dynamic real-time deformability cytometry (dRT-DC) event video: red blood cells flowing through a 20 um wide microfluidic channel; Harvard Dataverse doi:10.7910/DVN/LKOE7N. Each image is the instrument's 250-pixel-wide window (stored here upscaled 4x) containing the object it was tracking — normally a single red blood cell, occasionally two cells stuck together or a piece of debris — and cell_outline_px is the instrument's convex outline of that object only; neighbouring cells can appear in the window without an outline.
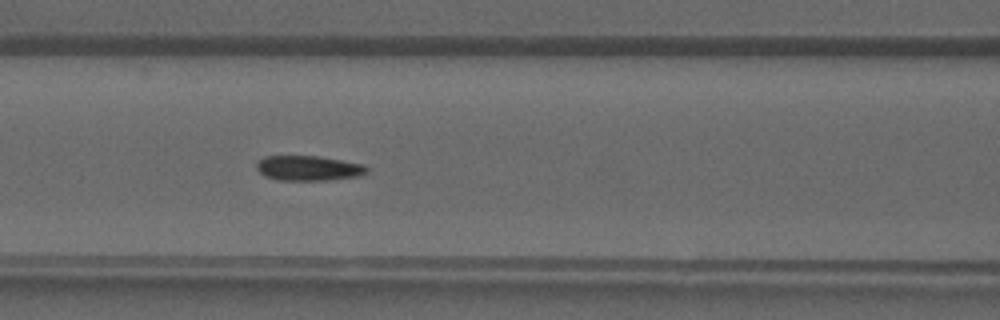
{"species": "common noctule bat (a hibernating species)", "species_latin": "Nyctalus noctula", "temperature_condition": "warm", "stored_images_in_passage": 25, "camera_frame_rate_fps": 3000, "um_per_image_px": 0.085, "animal": {"sex": "male", "forearm_length_mm": 52.5}, "frame": {"image": 1, "passage_image": 8, "time_ms": 2.333, "image_size_px": [1000, 320], "cell_outline_px": [[368, 172], [356, 176], [328, 180], [280, 180], [264, 176], [256, 168], [256, 164], [264, 156], [320, 156], [364, 164], [368, 168]], "centroid_in_image_um": [26.22, 14.29], "position_along_channel_um": 140.4, "area_um2": 16.01}}
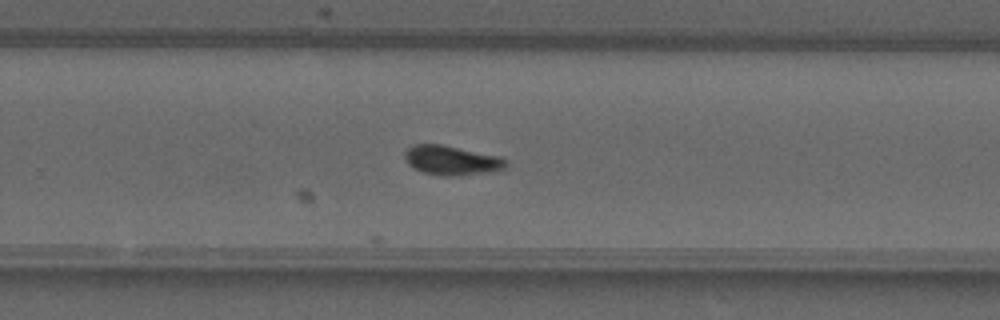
{"frame": {"image": 2, "passage_image": 17, "time_ms": 5.333, "image_size_px": [1000, 320], "cell_outline_px": [[508, 164], [504, 168], [488, 172], [460, 176], [444, 176], [424, 172], [412, 168], [408, 164], [404, 156], [404, 152], [412, 144], [440, 144], [496, 156], [504, 160]], "centroid_in_image_um": [38.31, 13.64], "position_along_channel_um": 291.5, "area_um2": 17.11}}
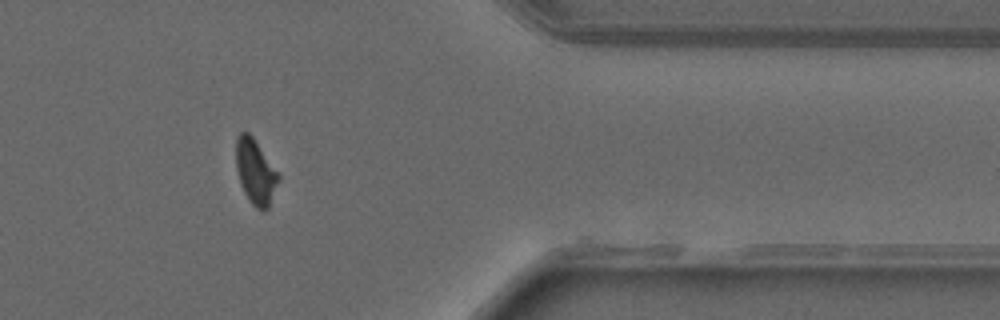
{"frame": {"image": 3, "passage_image": 24, "time_ms": 7.667, "image_size_px": [1000, 320], "cell_outline_px": [[280, 180], [268, 208], [264, 212], [256, 208], [252, 204], [244, 192], [240, 184], [236, 168], [236, 136], [240, 132], [248, 132], [252, 136], [280, 176]], "centroid_in_image_um": [21.7, 14.62], "position_along_channel_um": 389.7, "area_um2": 16.01}}